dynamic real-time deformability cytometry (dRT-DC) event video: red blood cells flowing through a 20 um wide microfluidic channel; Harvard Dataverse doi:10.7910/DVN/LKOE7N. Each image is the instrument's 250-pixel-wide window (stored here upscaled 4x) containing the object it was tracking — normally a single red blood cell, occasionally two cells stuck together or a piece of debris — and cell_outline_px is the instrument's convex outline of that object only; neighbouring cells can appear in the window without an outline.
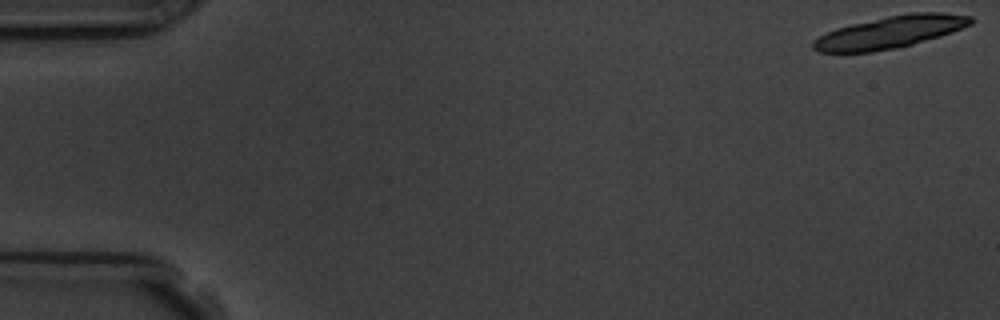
{"species": "common noctule bat (a hibernating species)", "species_latin": "Nyctalus noctula", "temperature_condition": "room temperature", "stored_images_in_passage": 4, "camera_frame_rate_fps": 3000, "um_per_image_px": 0.085, "animal": {"sex": "male", "body_mass_g": 19.5, "forearm_length_mm": 54.6}, "frame": {"image": 1, "passage_image": 1, "time_ms": 0.0, "image_size_px": [1000, 320], "cell_outline_px": [[972, 24], [952, 32], [940, 36], [912, 44], [896, 48], [872, 52], [820, 52], [812, 48], [812, 40], [836, 28], [852, 24], [888, 16], [908, 12], [944, 12], [972, 16]], "centroid_in_image_um": [75.68, 2.72], "position_along_channel_um": 9.3, "area_um2": 29.42}}